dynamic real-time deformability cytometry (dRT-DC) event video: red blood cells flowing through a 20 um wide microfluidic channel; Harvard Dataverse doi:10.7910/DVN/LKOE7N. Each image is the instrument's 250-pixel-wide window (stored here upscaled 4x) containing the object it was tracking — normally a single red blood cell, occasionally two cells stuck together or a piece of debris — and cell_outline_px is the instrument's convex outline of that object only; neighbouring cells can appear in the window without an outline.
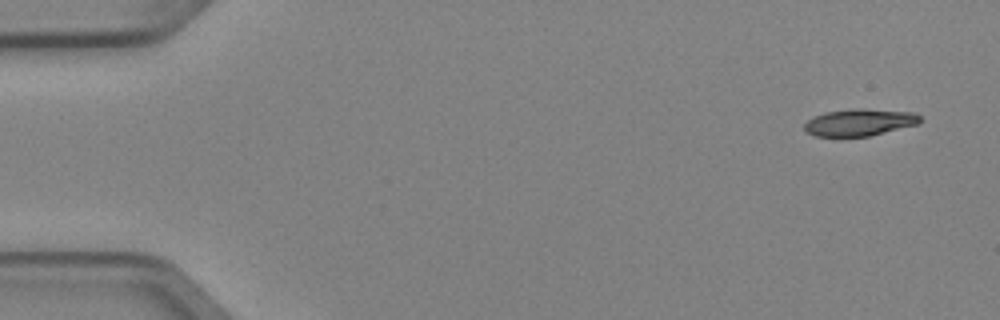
{"species": "Egyptian fruit bat (a non-hibernating species)", "species_latin": "Rousettus aegyptiacus", "temperature_condition": "cold", "stored_images_in_passage": 5, "camera_frame_rate_fps": 3000, "um_per_image_px": 0.085, "animal": {"sex": "female"}, "frame": {"image": 1, "passage_image": 1, "time_ms": 0.0, "image_size_px": [1000, 320], "cell_outline_px": [[920, 124], [868, 136], [816, 136], [808, 132], [804, 128], [804, 124], [808, 120], [824, 112], [856, 108], [860, 108], [912, 112], [920, 116]], "centroid_in_image_um": [73.08, 10.39], "position_along_channel_um": 11.9, "area_um2": 18.03}}
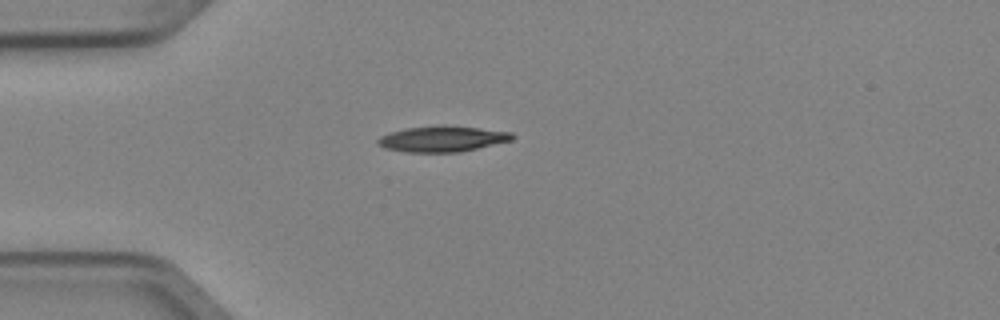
{"frame": {"image": 2, "passage_image": 4, "time_ms": 1.0, "image_size_px": [1000, 320], "cell_outline_px": [[516, 136], [512, 140], [460, 152], [408, 152], [384, 148], [376, 140], [380, 136], [404, 128], [440, 124], [444, 124], [480, 128], [512, 132]], "centroid_in_image_um": [37.62, 11.78], "position_along_channel_um": 47.4, "area_um2": 20.35}}